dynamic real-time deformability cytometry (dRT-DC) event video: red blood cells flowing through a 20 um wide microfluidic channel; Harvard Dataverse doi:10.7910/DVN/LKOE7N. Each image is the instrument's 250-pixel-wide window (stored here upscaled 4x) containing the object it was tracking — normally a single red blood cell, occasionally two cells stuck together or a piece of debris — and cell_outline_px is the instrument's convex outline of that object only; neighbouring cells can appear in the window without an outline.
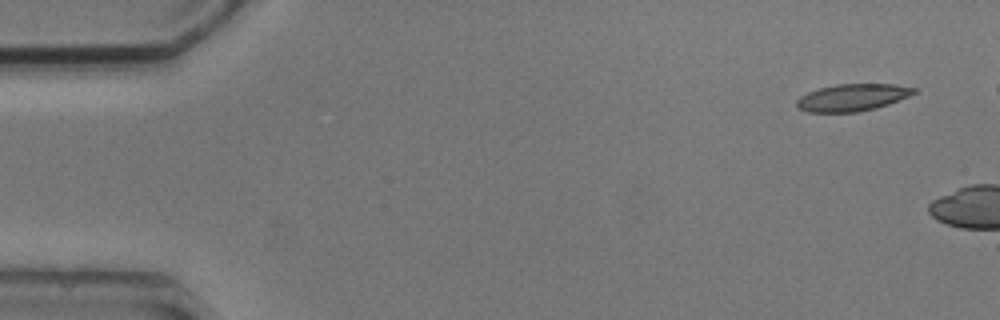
{"species": "common noctule bat (a hibernating species)", "species_latin": "Nyctalus noctula", "temperature_condition": "cold", "stored_images_in_passage": 3, "camera_frame_rate_fps": 3000, "um_per_image_px": 0.085, "animal": {"sex": "male", "body_mass_g": 20.5, "forearm_length_mm": 52.5}, "frame": {"image": 1, "passage_image": 1, "time_ms": 0.0, "image_size_px": [1000, 320], "cell_outline_px": [[916, 92], [908, 96], [888, 104], [876, 108], [856, 112], [808, 112], [796, 108], [796, 100], [800, 96], [808, 92], [820, 88], [836, 84], [896, 84], [916, 88]], "centroid_in_image_um": [72.42, 8.28], "position_along_channel_um": 12.6, "area_um2": 18.5}}